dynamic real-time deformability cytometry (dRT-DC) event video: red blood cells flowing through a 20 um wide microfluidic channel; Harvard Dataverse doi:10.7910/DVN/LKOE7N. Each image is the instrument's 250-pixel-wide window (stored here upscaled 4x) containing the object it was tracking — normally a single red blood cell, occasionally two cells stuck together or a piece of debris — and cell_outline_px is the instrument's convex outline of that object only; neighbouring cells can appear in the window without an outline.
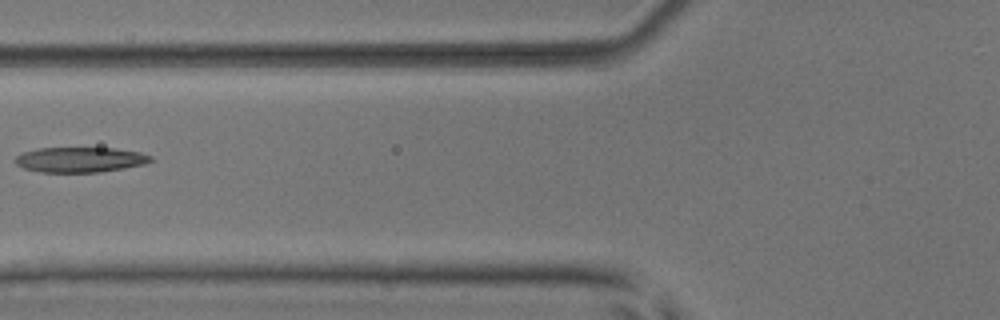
{"species": "common noctule bat (a hibernating species)", "species_latin": "Nyctalus noctula", "temperature_condition": "room temperature", "stored_images_in_passage": 6, "camera_frame_rate_fps": 3000, "um_per_image_px": 0.085, "animal": {"sex": "male", "body_mass_g": 17.9, "forearm_length_mm": 54.2}, "frame": {"image": 1, "passage_image": 5, "time_ms": 4.667, "image_size_px": [1000, 320], "cell_outline_px": [[152, 160], [144, 164], [124, 168], [100, 172], [40, 172], [24, 168], [16, 164], [12, 160], [16, 156], [24, 152], [36, 148], [116, 148], [140, 152], [152, 156]], "centroid_in_image_um": [6.79, 13.57], "position_along_channel_um": 119.0, "area_um2": 19.94}}
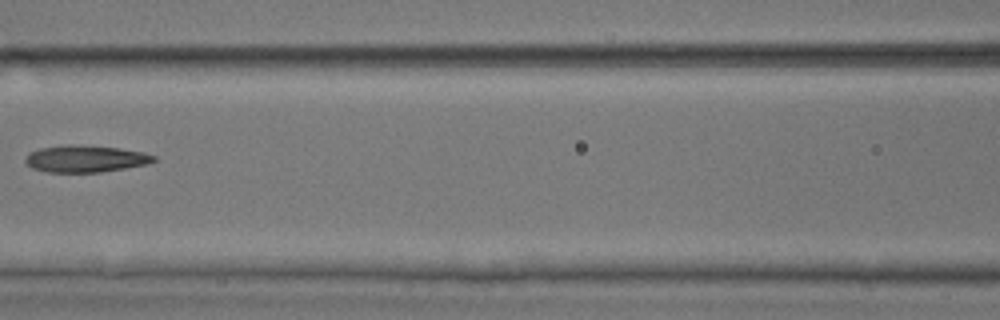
{"frame": {"image": 2, "passage_image": 6, "time_ms": 5.667, "image_size_px": [1000, 320], "cell_outline_px": [[156, 160], [144, 164], [124, 168], [100, 172], [48, 172], [32, 168], [24, 160], [24, 156], [28, 152], [40, 148], [64, 144], [72, 144], [120, 148], [144, 152], [156, 156]], "centroid_in_image_um": [7.21, 13.48], "position_along_channel_um": 159.4, "area_um2": 20.17}}